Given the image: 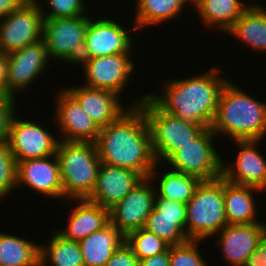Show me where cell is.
<instances>
[{
  "label": "cell",
  "instance_id": "obj_24",
  "mask_svg": "<svg viewBox=\"0 0 266 266\" xmlns=\"http://www.w3.org/2000/svg\"><path fill=\"white\" fill-rule=\"evenodd\" d=\"M125 236L110 222L78 242L85 266H105Z\"/></svg>",
  "mask_w": 266,
  "mask_h": 266
},
{
  "label": "cell",
  "instance_id": "obj_31",
  "mask_svg": "<svg viewBox=\"0 0 266 266\" xmlns=\"http://www.w3.org/2000/svg\"><path fill=\"white\" fill-rule=\"evenodd\" d=\"M125 241L139 260L165 252L170 246L144 228L129 232L125 236Z\"/></svg>",
  "mask_w": 266,
  "mask_h": 266
},
{
  "label": "cell",
  "instance_id": "obj_2",
  "mask_svg": "<svg viewBox=\"0 0 266 266\" xmlns=\"http://www.w3.org/2000/svg\"><path fill=\"white\" fill-rule=\"evenodd\" d=\"M218 67L188 78L167 80L163 94H147L163 111L184 121L211 126L218 99L227 79L220 77ZM226 79V80H225Z\"/></svg>",
  "mask_w": 266,
  "mask_h": 266
},
{
  "label": "cell",
  "instance_id": "obj_19",
  "mask_svg": "<svg viewBox=\"0 0 266 266\" xmlns=\"http://www.w3.org/2000/svg\"><path fill=\"white\" fill-rule=\"evenodd\" d=\"M144 229L170 246L187 242L186 204L156 196L155 208L147 217Z\"/></svg>",
  "mask_w": 266,
  "mask_h": 266
},
{
  "label": "cell",
  "instance_id": "obj_18",
  "mask_svg": "<svg viewBox=\"0 0 266 266\" xmlns=\"http://www.w3.org/2000/svg\"><path fill=\"white\" fill-rule=\"evenodd\" d=\"M23 184L44 197L64 198L57 155L16 163V188Z\"/></svg>",
  "mask_w": 266,
  "mask_h": 266
},
{
  "label": "cell",
  "instance_id": "obj_20",
  "mask_svg": "<svg viewBox=\"0 0 266 266\" xmlns=\"http://www.w3.org/2000/svg\"><path fill=\"white\" fill-rule=\"evenodd\" d=\"M143 177L133 170L101 163L89 201L110 209L121 201Z\"/></svg>",
  "mask_w": 266,
  "mask_h": 266
},
{
  "label": "cell",
  "instance_id": "obj_33",
  "mask_svg": "<svg viewBox=\"0 0 266 266\" xmlns=\"http://www.w3.org/2000/svg\"><path fill=\"white\" fill-rule=\"evenodd\" d=\"M16 189V161L7 142L0 143V199Z\"/></svg>",
  "mask_w": 266,
  "mask_h": 266
},
{
  "label": "cell",
  "instance_id": "obj_13",
  "mask_svg": "<svg viewBox=\"0 0 266 266\" xmlns=\"http://www.w3.org/2000/svg\"><path fill=\"white\" fill-rule=\"evenodd\" d=\"M131 58V53H121L80 59L78 64L84 69L86 86L108 90L121 97L134 72L135 64Z\"/></svg>",
  "mask_w": 266,
  "mask_h": 266
},
{
  "label": "cell",
  "instance_id": "obj_5",
  "mask_svg": "<svg viewBox=\"0 0 266 266\" xmlns=\"http://www.w3.org/2000/svg\"><path fill=\"white\" fill-rule=\"evenodd\" d=\"M132 104L139 105L144 112L150 130L152 150L159 165L205 128L163 111L147 94Z\"/></svg>",
  "mask_w": 266,
  "mask_h": 266
},
{
  "label": "cell",
  "instance_id": "obj_22",
  "mask_svg": "<svg viewBox=\"0 0 266 266\" xmlns=\"http://www.w3.org/2000/svg\"><path fill=\"white\" fill-rule=\"evenodd\" d=\"M70 201L77 205L71 206L73 209L68 216L66 228L57 229L65 239L79 242L93 232L103 229L110 222L109 209L88 199H69L64 203L68 204Z\"/></svg>",
  "mask_w": 266,
  "mask_h": 266
},
{
  "label": "cell",
  "instance_id": "obj_10",
  "mask_svg": "<svg viewBox=\"0 0 266 266\" xmlns=\"http://www.w3.org/2000/svg\"><path fill=\"white\" fill-rule=\"evenodd\" d=\"M43 15L36 2L27 1L0 20V52L8 54L42 40Z\"/></svg>",
  "mask_w": 266,
  "mask_h": 266
},
{
  "label": "cell",
  "instance_id": "obj_30",
  "mask_svg": "<svg viewBox=\"0 0 266 266\" xmlns=\"http://www.w3.org/2000/svg\"><path fill=\"white\" fill-rule=\"evenodd\" d=\"M160 176V180L157 182L159 187L155 186V189L158 190L156 196L185 204L193 197L197 186L201 182L195 176L172 169L164 170V173Z\"/></svg>",
  "mask_w": 266,
  "mask_h": 266
},
{
  "label": "cell",
  "instance_id": "obj_23",
  "mask_svg": "<svg viewBox=\"0 0 266 266\" xmlns=\"http://www.w3.org/2000/svg\"><path fill=\"white\" fill-rule=\"evenodd\" d=\"M253 192L262 190L231 183L224 179V209L227 224H252L259 221L256 217L257 206Z\"/></svg>",
  "mask_w": 266,
  "mask_h": 266
},
{
  "label": "cell",
  "instance_id": "obj_1",
  "mask_svg": "<svg viewBox=\"0 0 266 266\" xmlns=\"http://www.w3.org/2000/svg\"><path fill=\"white\" fill-rule=\"evenodd\" d=\"M95 144L101 163L133 170L143 178L149 177L157 163L139 105L131 104L115 121L100 128Z\"/></svg>",
  "mask_w": 266,
  "mask_h": 266
},
{
  "label": "cell",
  "instance_id": "obj_28",
  "mask_svg": "<svg viewBox=\"0 0 266 266\" xmlns=\"http://www.w3.org/2000/svg\"><path fill=\"white\" fill-rule=\"evenodd\" d=\"M40 245L0 232V266H39Z\"/></svg>",
  "mask_w": 266,
  "mask_h": 266
},
{
  "label": "cell",
  "instance_id": "obj_17",
  "mask_svg": "<svg viewBox=\"0 0 266 266\" xmlns=\"http://www.w3.org/2000/svg\"><path fill=\"white\" fill-rule=\"evenodd\" d=\"M233 142L239 147L236 162L223 161L222 177L234 184L266 191V159L256 148L261 140H233Z\"/></svg>",
  "mask_w": 266,
  "mask_h": 266
},
{
  "label": "cell",
  "instance_id": "obj_34",
  "mask_svg": "<svg viewBox=\"0 0 266 266\" xmlns=\"http://www.w3.org/2000/svg\"><path fill=\"white\" fill-rule=\"evenodd\" d=\"M46 1L47 3H44V5L47 4L49 7L48 11L50 12L48 13H45V7H42V4L39 2V0L35 1L41 10L43 19L67 18L86 15L85 11H87V7L85 6V3L87 1L85 0H45L44 2Z\"/></svg>",
  "mask_w": 266,
  "mask_h": 266
},
{
  "label": "cell",
  "instance_id": "obj_21",
  "mask_svg": "<svg viewBox=\"0 0 266 266\" xmlns=\"http://www.w3.org/2000/svg\"><path fill=\"white\" fill-rule=\"evenodd\" d=\"M65 89L78 101L83 111L103 128L115 121L128 107L124 108L121 97L114 92L89 87L83 84Z\"/></svg>",
  "mask_w": 266,
  "mask_h": 266
},
{
  "label": "cell",
  "instance_id": "obj_4",
  "mask_svg": "<svg viewBox=\"0 0 266 266\" xmlns=\"http://www.w3.org/2000/svg\"><path fill=\"white\" fill-rule=\"evenodd\" d=\"M56 155L64 198L88 199L94 191L101 164L96 144L61 140Z\"/></svg>",
  "mask_w": 266,
  "mask_h": 266
},
{
  "label": "cell",
  "instance_id": "obj_25",
  "mask_svg": "<svg viewBox=\"0 0 266 266\" xmlns=\"http://www.w3.org/2000/svg\"><path fill=\"white\" fill-rule=\"evenodd\" d=\"M192 5L207 28L214 27L219 32L227 33L251 3L244 4L241 0H195Z\"/></svg>",
  "mask_w": 266,
  "mask_h": 266
},
{
  "label": "cell",
  "instance_id": "obj_38",
  "mask_svg": "<svg viewBox=\"0 0 266 266\" xmlns=\"http://www.w3.org/2000/svg\"><path fill=\"white\" fill-rule=\"evenodd\" d=\"M7 54L0 52V96H11L7 92Z\"/></svg>",
  "mask_w": 266,
  "mask_h": 266
},
{
  "label": "cell",
  "instance_id": "obj_8",
  "mask_svg": "<svg viewBox=\"0 0 266 266\" xmlns=\"http://www.w3.org/2000/svg\"><path fill=\"white\" fill-rule=\"evenodd\" d=\"M89 20L86 15L43 19L42 39L49 58L78 65L85 46Z\"/></svg>",
  "mask_w": 266,
  "mask_h": 266
},
{
  "label": "cell",
  "instance_id": "obj_15",
  "mask_svg": "<svg viewBox=\"0 0 266 266\" xmlns=\"http://www.w3.org/2000/svg\"><path fill=\"white\" fill-rule=\"evenodd\" d=\"M7 60V92L14 97L17 96L16 92L32 87L33 81L46 71L50 62L43 39L8 53Z\"/></svg>",
  "mask_w": 266,
  "mask_h": 266
},
{
  "label": "cell",
  "instance_id": "obj_7",
  "mask_svg": "<svg viewBox=\"0 0 266 266\" xmlns=\"http://www.w3.org/2000/svg\"><path fill=\"white\" fill-rule=\"evenodd\" d=\"M217 136L204 128L189 143L176 150L165 162L172 170L195 176L201 181H211L222 176L223 160L214 140ZM213 140V141H212Z\"/></svg>",
  "mask_w": 266,
  "mask_h": 266
},
{
  "label": "cell",
  "instance_id": "obj_37",
  "mask_svg": "<svg viewBox=\"0 0 266 266\" xmlns=\"http://www.w3.org/2000/svg\"><path fill=\"white\" fill-rule=\"evenodd\" d=\"M139 266H170L169 248L165 252L139 260Z\"/></svg>",
  "mask_w": 266,
  "mask_h": 266
},
{
  "label": "cell",
  "instance_id": "obj_39",
  "mask_svg": "<svg viewBox=\"0 0 266 266\" xmlns=\"http://www.w3.org/2000/svg\"><path fill=\"white\" fill-rule=\"evenodd\" d=\"M27 0H0V20L23 6Z\"/></svg>",
  "mask_w": 266,
  "mask_h": 266
},
{
  "label": "cell",
  "instance_id": "obj_40",
  "mask_svg": "<svg viewBox=\"0 0 266 266\" xmlns=\"http://www.w3.org/2000/svg\"><path fill=\"white\" fill-rule=\"evenodd\" d=\"M254 266H266V233L259 242Z\"/></svg>",
  "mask_w": 266,
  "mask_h": 266
},
{
  "label": "cell",
  "instance_id": "obj_11",
  "mask_svg": "<svg viewBox=\"0 0 266 266\" xmlns=\"http://www.w3.org/2000/svg\"><path fill=\"white\" fill-rule=\"evenodd\" d=\"M40 124L42 125L40 121L35 123L21 120L14 115L6 142L16 163L56 154L60 140L52 135L51 130L47 131Z\"/></svg>",
  "mask_w": 266,
  "mask_h": 266
},
{
  "label": "cell",
  "instance_id": "obj_36",
  "mask_svg": "<svg viewBox=\"0 0 266 266\" xmlns=\"http://www.w3.org/2000/svg\"><path fill=\"white\" fill-rule=\"evenodd\" d=\"M105 266H139V259L132 248L124 241L108 260Z\"/></svg>",
  "mask_w": 266,
  "mask_h": 266
},
{
  "label": "cell",
  "instance_id": "obj_14",
  "mask_svg": "<svg viewBox=\"0 0 266 266\" xmlns=\"http://www.w3.org/2000/svg\"><path fill=\"white\" fill-rule=\"evenodd\" d=\"M120 22L105 16L89 20L85 35V46L81 59H92L100 56L131 53L134 42L129 30Z\"/></svg>",
  "mask_w": 266,
  "mask_h": 266
},
{
  "label": "cell",
  "instance_id": "obj_32",
  "mask_svg": "<svg viewBox=\"0 0 266 266\" xmlns=\"http://www.w3.org/2000/svg\"><path fill=\"white\" fill-rule=\"evenodd\" d=\"M199 242L202 240L189 239L185 243L169 246L170 266H208L197 247Z\"/></svg>",
  "mask_w": 266,
  "mask_h": 266
},
{
  "label": "cell",
  "instance_id": "obj_26",
  "mask_svg": "<svg viewBox=\"0 0 266 266\" xmlns=\"http://www.w3.org/2000/svg\"><path fill=\"white\" fill-rule=\"evenodd\" d=\"M237 37L255 51L266 50V9L261 5L252 4L243 12L234 26L227 32Z\"/></svg>",
  "mask_w": 266,
  "mask_h": 266
},
{
  "label": "cell",
  "instance_id": "obj_35",
  "mask_svg": "<svg viewBox=\"0 0 266 266\" xmlns=\"http://www.w3.org/2000/svg\"><path fill=\"white\" fill-rule=\"evenodd\" d=\"M14 96H0V143L6 142L11 121L16 114Z\"/></svg>",
  "mask_w": 266,
  "mask_h": 266
},
{
  "label": "cell",
  "instance_id": "obj_12",
  "mask_svg": "<svg viewBox=\"0 0 266 266\" xmlns=\"http://www.w3.org/2000/svg\"><path fill=\"white\" fill-rule=\"evenodd\" d=\"M265 233V222L227 224L217 233L216 242L230 266H254L259 242Z\"/></svg>",
  "mask_w": 266,
  "mask_h": 266
},
{
  "label": "cell",
  "instance_id": "obj_6",
  "mask_svg": "<svg viewBox=\"0 0 266 266\" xmlns=\"http://www.w3.org/2000/svg\"><path fill=\"white\" fill-rule=\"evenodd\" d=\"M226 225L224 178L201 181L186 204V235L189 239L206 240Z\"/></svg>",
  "mask_w": 266,
  "mask_h": 266
},
{
  "label": "cell",
  "instance_id": "obj_29",
  "mask_svg": "<svg viewBox=\"0 0 266 266\" xmlns=\"http://www.w3.org/2000/svg\"><path fill=\"white\" fill-rule=\"evenodd\" d=\"M40 245L39 266H85L78 242L65 239L56 230Z\"/></svg>",
  "mask_w": 266,
  "mask_h": 266
},
{
  "label": "cell",
  "instance_id": "obj_16",
  "mask_svg": "<svg viewBox=\"0 0 266 266\" xmlns=\"http://www.w3.org/2000/svg\"><path fill=\"white\" fill-rule=\"evenodd\" d=\"M56 108L53 118L58 126L59 140L67 142L97 141L100 133L98 125L83 111L78 101L66 90L56 94Z\"/></svg>",
  "mask_w": 266,
  "mask_h": 266
},
{
  "label": "cell",
  "instance_id": "obj_27",
  "mask_svg": "<svg viewBox=\"0 0 266 266\" xmlns=\"http://www.w3.org/2000/svg\"><path fill=\"white\" fill-rule=\"evenodd\" d=\"M135 29H145L179 17L190 0H135ZM146 26V27H145Z\"/></svg>",
  "mask_w": 266,
  "mask_h": 266
},
{
  "label": "cell",
  "instance_id": "obj_9",
  "mask_svg": "<svg viewBox=\"0 0 266 266\" xmlns=\"http://www.w3.org/2000/svg\"><path fill=\"white\" fill-rule=\"evenodd\" d=\"M158 164L156 163L148 178H143L121 201L109 209L110 223L124 236L133 230L144 228L147 217L155 208L157 190L151 183L156 181Z\"/></svg>",
  "mask_w": 266,
  "mask_h": 266
},
{
  "label": "cell",
  "instance_id": "obj_3",
  "mask_svg": "<svg viewBox=\"0 0 266 266\" xmlns=\"http://www.w3.org/2000/svg\"><path fill=\"white\" fill-rule=\"evenodd\" d=\"M210 129L233 140H262L266 135V103L248 95L229 79L223 85Z\"/></svg>",
  "mask_w": 266,
  "mask_h": 266
}]
</instances>
